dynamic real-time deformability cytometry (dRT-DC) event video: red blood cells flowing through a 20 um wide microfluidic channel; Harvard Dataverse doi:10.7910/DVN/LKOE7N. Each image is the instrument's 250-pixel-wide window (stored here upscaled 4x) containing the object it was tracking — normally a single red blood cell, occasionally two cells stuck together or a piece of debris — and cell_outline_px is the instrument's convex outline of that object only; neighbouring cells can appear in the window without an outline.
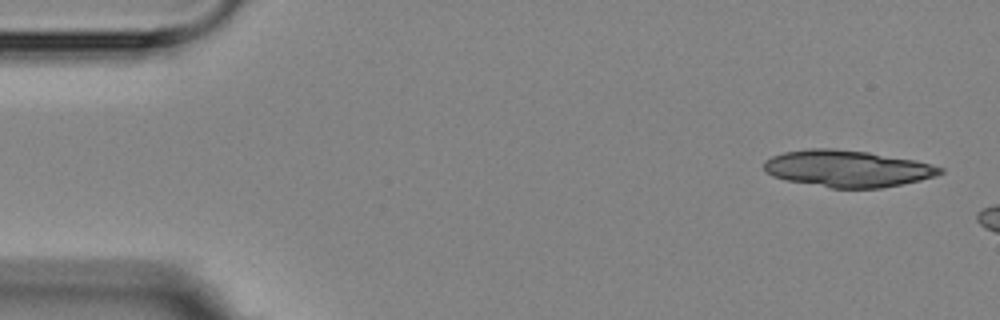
{"species": "Egyptian fruit bat (a non-hibernating species)", "species_latin": "Rousettus aegyptiacus", "temperature_condition": "room temperature", "stored_images_in_passage": 3, "camera_frame_rate_fps": 3000, "um_per_image_px": 0.085, "animal": {"sex": "female"}, "frame": {"image": 1, "passage_image": 1, "time_ms": 0.0, "image_size_px": [1000, 320], "cell_outline_px": [[944, 172], [936, 176], [920, 180], [880, 188], [832, 188], [788, 180], [772, 176], [764, 168], [764, 160], [772, 156], [784, 152], [808, 148], [836, 148], [868, 152], [916, 160], [932, 164], [944, 168]], "centroid_in_image_um": [72.05, 14.32], "position_along_channel_um": 12.9, "area_um2": 37.69}}